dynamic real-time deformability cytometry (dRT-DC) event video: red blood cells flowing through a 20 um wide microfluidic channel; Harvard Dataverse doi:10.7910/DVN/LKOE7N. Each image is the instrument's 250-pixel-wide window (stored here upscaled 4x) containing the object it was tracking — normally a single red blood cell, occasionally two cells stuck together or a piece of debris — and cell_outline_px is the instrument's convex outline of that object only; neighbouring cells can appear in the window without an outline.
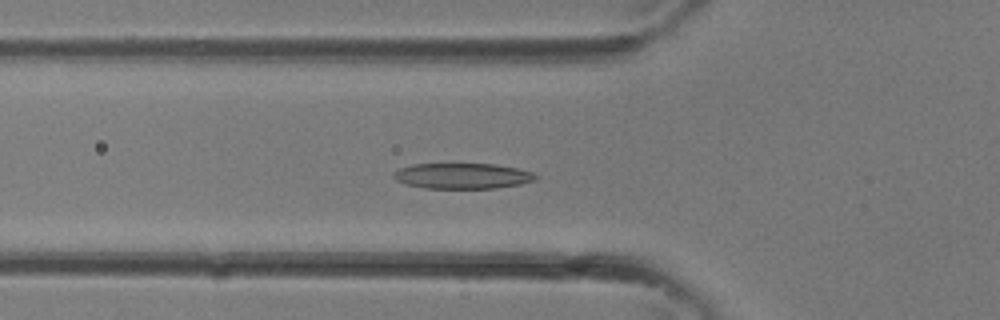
{"species": "common noctule bat (a hibernating species)", "species_latin": "Nyctalus noctula", "temperature_condition": "room temperature", "stored_images_in_passage": 34, "camera_frame_rate_fps": 3000, "um_per_image_px": 0.085, "animal": {"sex": "female"}, "frame": {"image": 1, "passage_image": 11, "time_ms": 3.333, "image_size_px": [1000, 320], "cell_outline_px": [[540, 176], [536, 180], [520, 184], [496, 188], [424, 188], [404, 184], [396, 180], [392, 176], [392, 172], [400, 168], [412, 164], [496, 164], [516, 168], [532, 172]], "centroid_in_image_um": [39.29, 14.95], "position_along_channel_um": 86.5, "area_um2": 21.33}}
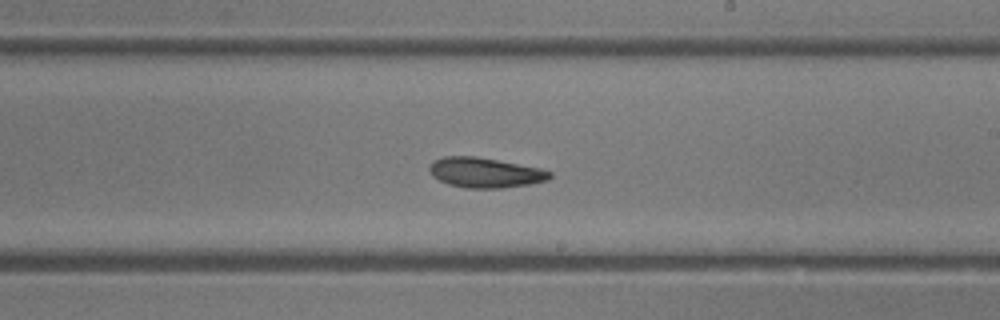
{"frame": {"image": 2, "passage_image": 19, "time_ms": 6.0, "image_size_px": [1000, 320], "cell_outline_px": [[552, 176], [548, 180], [528, 184], [504, 188], [464, 188], [448, 184], [432, 176], [428, 168], [432, 160], [444, 156], [476, 156], [540, 168], [552, 172]], "centroid_in_image_um": [41.2, 14.67], "position_along_channel_um": 247.8, "area_um2": 21.15}}
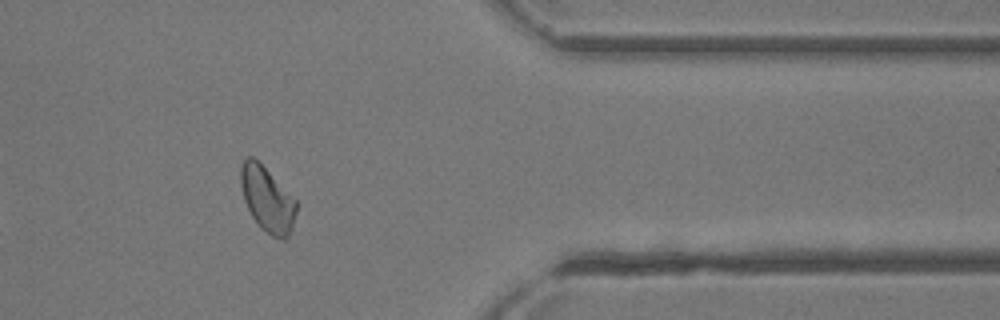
{"frame": {"image": 3, "passage_image": 27, "time_ms": 8.667, "image_size_px": [1000, 320], "cell_outline_px": [[296, 212], [292, 228], [288, 236], [284, 240], [272, 236], [252, 216], [244, 200], [240, 184], [240, 164], [248, 156], [252, 156], [296, 200]], "centroid_in_image_um": [22.7, 16.93], "position_along_channel_um": 388.7, "area_um2": 20.46}}